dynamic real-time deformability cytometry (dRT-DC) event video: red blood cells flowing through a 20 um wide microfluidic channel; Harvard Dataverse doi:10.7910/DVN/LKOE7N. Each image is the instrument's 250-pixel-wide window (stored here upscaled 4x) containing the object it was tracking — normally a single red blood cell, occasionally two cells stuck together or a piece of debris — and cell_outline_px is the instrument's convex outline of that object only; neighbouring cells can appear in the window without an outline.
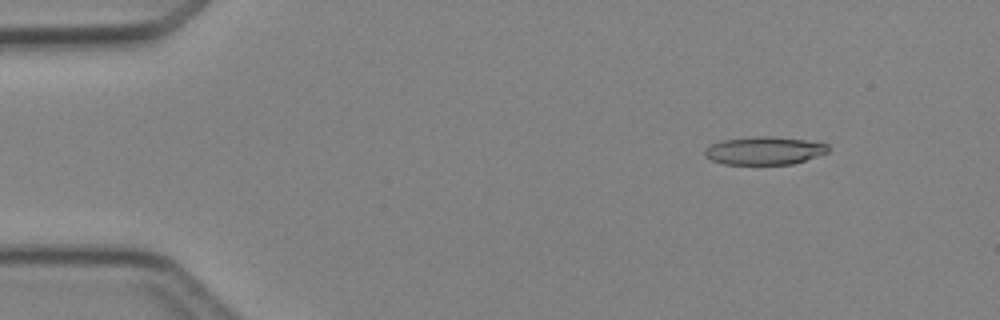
{"species": "Egyptian fruit bat (a non-hibernating species)", "species_latin": "Rousettus aegyptiacus", "temperature_condition": "cold", "stored_images_in_passage": 3, "camera_frame_rate_fps": 3000, "um_per_image_px": 0.085, "animal": {"sex": "female"}, "frame": {"image": 1, "passage_image": 1, "time_ms": 0.0, "image_size_px": [1000, 320], "cell_outline_px": [[828, 152], [792, 164], [724, 164], [712, 160], [704, 156], [704, 148], [720, 140], [764, 136], [772, 136], [804, 140], [828, 144]], "centroid_in_image_um": [64.92, 12.8], "position_along_channel_um": 20.1, "area_um2": 19.94}}
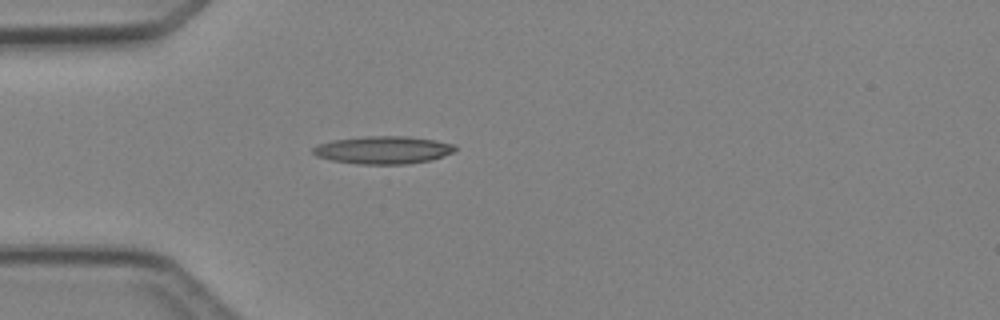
{"frame": {"image": 2, "passage_image": 3, "time_ms": 2.667, "image_size_px": [1000, 320], "cell_outline_px": [[456, 148], [452, 152], [432, 160], [404, 164], [360, 164], [332, 160], [316, 156], [312, 152], [312, 148], [320, 144], [332, 140], [364, 136], [404, 136], [432, 140], [456, 144]], "centroid_in_image_um": [32.55, 12.75], "position_along_channel_um": 52.4, "area_um2": 22.77}}